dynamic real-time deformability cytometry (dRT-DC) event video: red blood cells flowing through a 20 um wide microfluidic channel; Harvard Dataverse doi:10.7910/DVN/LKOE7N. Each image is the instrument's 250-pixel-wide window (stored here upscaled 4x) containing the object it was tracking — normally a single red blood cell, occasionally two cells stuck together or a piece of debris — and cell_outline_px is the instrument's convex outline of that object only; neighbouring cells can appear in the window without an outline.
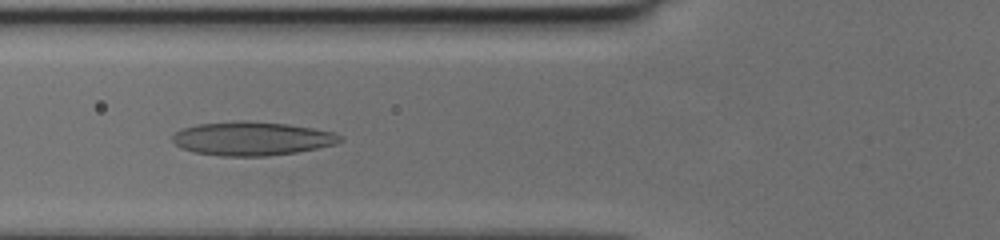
{"species": "human", "species_latin": "Homo sapiens", "temperature_condition": "cold", "stored_images_in_passage": 44, "camera_frame_rate_fps": 3000, "um_per_image_px": 0.085, "donor": {"sex": "female"}, "frame": {"image": 1, "passage_image": 14, "time_ms": 4.333, "image_size_px": [1000, 240], "cell_outline_px": [[344, 140], [336, 144], [296, 152], [268, 156], [220, 156], [196, 152], [180, 148], [172, 140], [172, 136], [180, 128], [196, 124], [244, 120], [288, 124], [312, 128], [332, 132], [344, 136]], "centroid_in_image_um": [21.41, 11.77], "position_along_channel_um": 104.4, "area_um2": 33.06}}
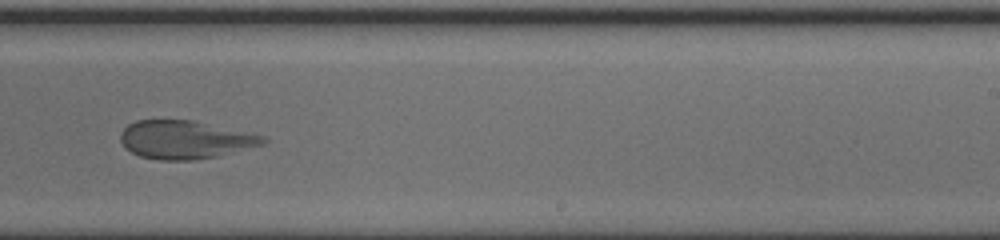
{"frame": {"image": 2, "passage_image": 26, "time_ms": 8.333, "image_size_px": [1000, 240], "cell_outline_px": [[268, 140], [264, 144], [216, 156], [192, 160], [156, 160], [140, 156], [132, 152], [120, 140], [120, 132], [128, 124], [136, 120], [192, 120], [264, 136]], "centroid_in_image_um": [15.7, 11.87], "position_along_channel_um": 273.3, "area_um2": 31.39}}
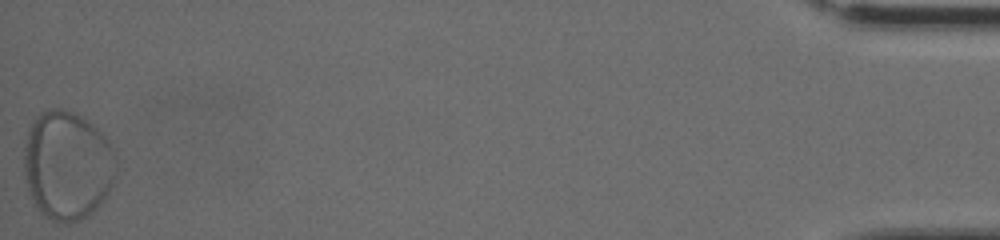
{"frame": {"image": 3, "passage_image": 44, "time_ms": 14.333, "image_size_px": [1000, 240], "cell_outline_px": [[116, 176], [112, 188], [104, 200], [92, 212], [68, 224], [52, 220], [44, 216], [36, 208], [28, 192], [24, 172], [24, 144], [28, 132], [36, 116], [40, 112], [52, 108], [60, 108], [72, 112], [80, 116], [92, 124], [108, 140], [116, 156]], "centroid_in_image_um": [5.72, 14.07], "position_along_channel_um": 429.5, "area_um2": 58.9}}